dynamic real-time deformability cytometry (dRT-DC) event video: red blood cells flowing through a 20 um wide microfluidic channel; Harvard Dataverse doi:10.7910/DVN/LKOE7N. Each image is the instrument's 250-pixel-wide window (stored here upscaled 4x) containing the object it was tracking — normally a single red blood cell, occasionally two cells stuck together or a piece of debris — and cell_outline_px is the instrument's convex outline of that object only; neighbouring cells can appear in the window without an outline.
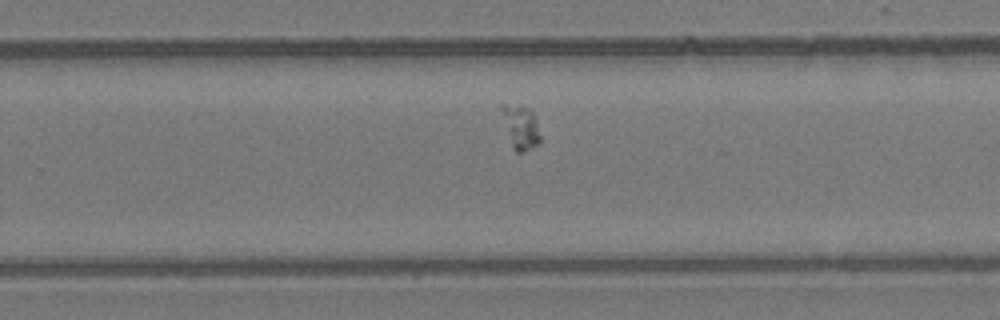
{"species": "common noctule bat (a hibernating species)", "species_latin": "Nyctalus noctula", "temperature_condition": "room temperature", "stored_images_in_passage": 37, "camera_frame_rate_fps": 3000, "um_per_image_px": 0.085, "animal": {"sex": "female", "body_mass_g": 24.6, "forearm_length_mm": 56.2}, "frame": {"image": 1, "passage_image": 21, "time_ms": 6.667, "image_size_px": [1000, 320], "cell_outline_px": [[540, 144], [520, 152], [516, 152], [512, 148], [500, 108], [500, 104], [520, 104], [532, 108], [536, 120], [540, 136]], "centroid_in_image_um": [44.26, 10.75], "position_along_channel_um": 285.5, "area_um2": 10.0}}
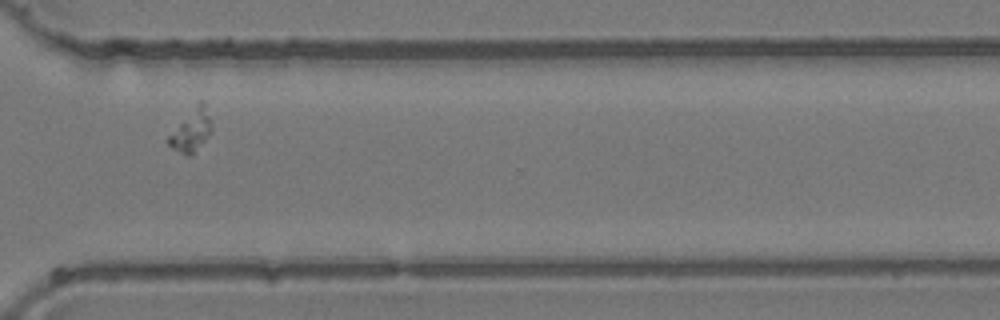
{"frame": {"image": 2, "passage_image": 26, "time_ms": 8.333, "image_size_px": [1000, 320], "cell_outline_px": [[212, 128], [208, 136], [192, 156], [188, 156], [172, 148], [168, 144], [168, 136], [200, 100], [204, 100], [212, 124]], "centroid_in_image_um": [16.29, 11.1], "position_along_channel_um": 354.3, "area_um2": 10.35}}
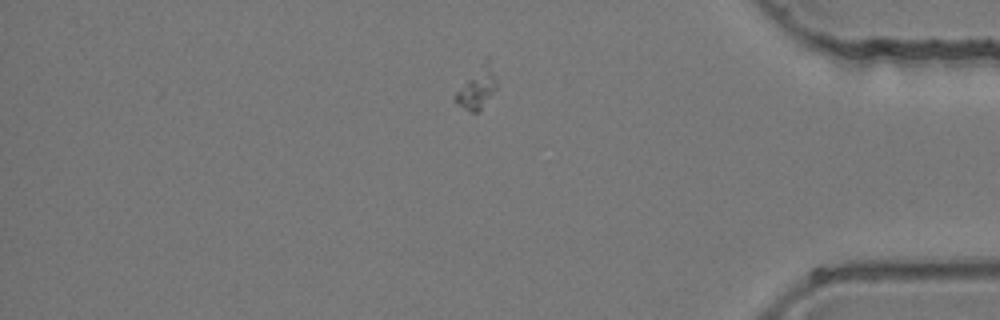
{"frame": {"image": 3, "passage_image": 31, "time_ms": 10.0, "image_size_px": [1000, 320], "cell_outline_px": [[496, 88], [480, 112], [472, 112], [456, 104], [452, 100], [452, 96], [484, 56], [488, 56], [496, 76]], "centroid_in_image_um": [40.53, 7.42], "position_along_channel_um": 394.7, "area_um2": 10.46}}